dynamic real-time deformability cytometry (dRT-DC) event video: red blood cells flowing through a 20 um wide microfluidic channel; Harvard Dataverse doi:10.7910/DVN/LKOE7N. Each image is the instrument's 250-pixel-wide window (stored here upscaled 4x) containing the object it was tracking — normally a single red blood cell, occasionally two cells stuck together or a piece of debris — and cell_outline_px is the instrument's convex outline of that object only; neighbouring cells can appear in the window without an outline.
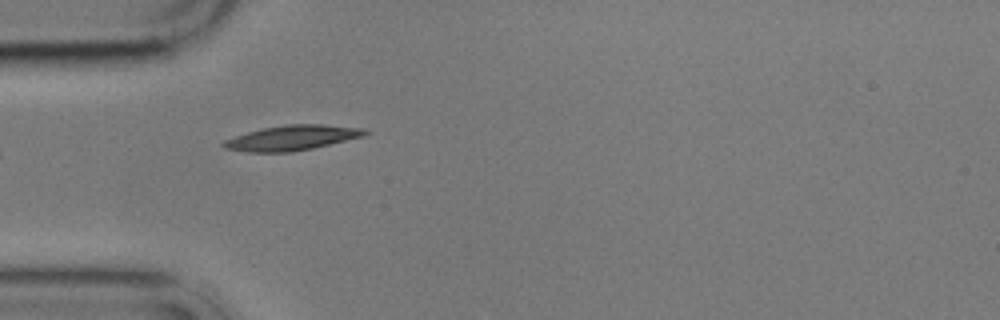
{"species": "common noctule bat (a hibernating species)", "species_latin": "Nyctalus noctula", "temperature_condition": "cold", "stored_images_in_passage": 2, "camera_frame_rate_fps": 3000, "um_per_image_px": 0.085, "animal": {"sex": "male", "body_mass_g": 17.9}, "frame": {"image": 1, "passage_image": 1, "time_ms": 0.0, "image_size_px": [1000, 320], "cell_outline_px": [[368, 132], [364, 136], [312, 148], [292, 152], [248, 152], [224, 148], [220, 144], [224, 140], [248, 132], [264, 128], [288, 124], [324, 124], [364, 128]], "centroid_in_image_um": [24.82, 11.71], "position_along_channel_um": 60.2, "area_um2": 20.46}}
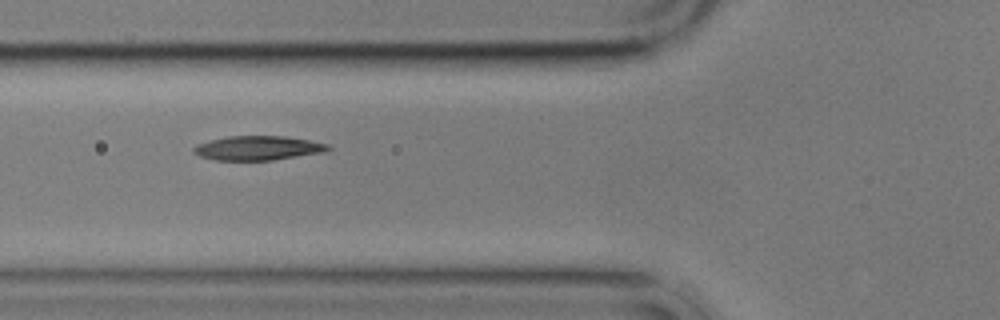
{"frame": {"image": 2, "passage_image": 2, "time_ms": 1.333, "image_size_px": [1000, 320], "cell_outline_px": [[332, 148], [328, 152], [272, 160], [216, 160], [200, 156], [192, 152], [192, 148], [196, 144], [228, 136], [284, 136], [308, 140], [328, 144]], "centroid_in_image_um": [21.95, 12.59], "position_along_channel_um": 103.8, "area_um2": 19.07}}